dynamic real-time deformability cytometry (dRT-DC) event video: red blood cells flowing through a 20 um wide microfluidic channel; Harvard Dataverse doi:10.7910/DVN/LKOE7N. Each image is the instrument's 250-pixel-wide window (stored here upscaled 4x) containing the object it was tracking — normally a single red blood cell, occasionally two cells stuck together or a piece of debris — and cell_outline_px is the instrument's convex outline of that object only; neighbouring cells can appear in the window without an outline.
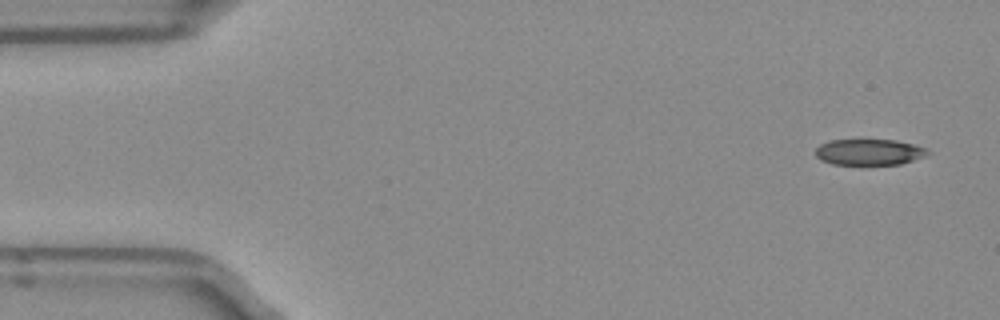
{"species": "Egyptian fruit bat (a non-hibernating species)", "species_latin": "Rousettus aegyptiacus", "temperature_condition": "room temperature", "stored_images_in_passage": 49, "camera_frame_rate_fps": 3000, "um_per_image_px": 0.085, "frame": {"image": 1, "passage_image": 1, "time_ms": 0.0, "image_size_px": [1000, 320], "cell_outline_px": [[928, 152], [924, 156], [900, 164], [832, 164], [820, 160], [816, 156], [816, 148], [820, 144], [828, 140], [896, 140], [912, 144], [924, 148]], "centroid_in_image_um": [73.81, 12.92], "position_along_channel_um": 11.2, "area_um2": 16.76}}
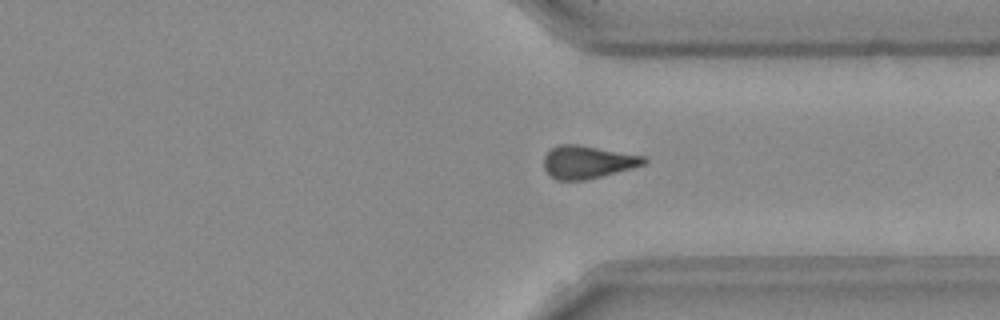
{"frame": {"image": 2, "passage_image": 36, "time_ms": 11.667, "image_size_px": [1000, 320], "cell_outline_px": [[648, 160], [644, 164], [632, 168], [584, 180], [556, 180], [544, 168], [544, 156], [552, 148], [560, 144], [580, 144], [648, 156]], "centroid_in_image_um": [49.98, 13.75], "position_along_channel_um": 361.4, "area_um2": 19.19}}
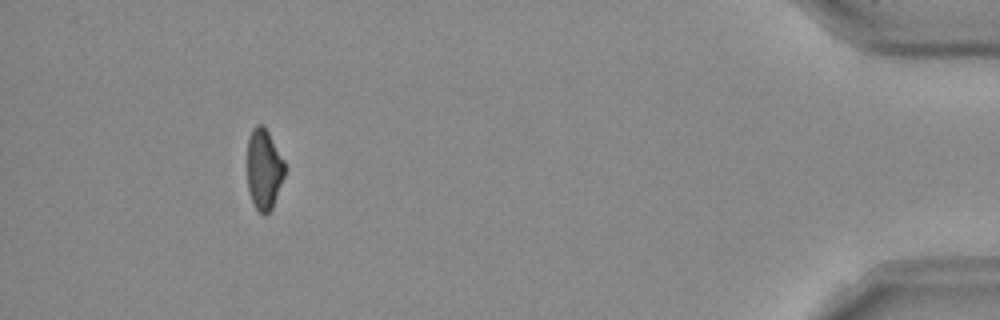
{"frame": {"image": 3, "passage_image": 45, "time_ms": 14.667, "image_size_px": [1000, 320], "cell_outline_px": [[288, 168], [272, 208], [264, 216], [256, 208], [248, 192], [248, 136], [252, 128], [256, 124], [264, 124], [284, 160]], "centroid_in_image_um": [22.46, 14.36], "position_along_channel_um": 412.7, "area_um2": 17.92}, "authors_computed_cell_mechanics": {"area_um2": 19.0162, "velocity_mm_per_s": 3.9712, "shape_relaxation_time_tau1_ms": 7.8501, "shape_relaxation_time_tau2_ms": 3.9388, "deformation_change_tau1": 0.1748, "deformation_change_tau2": 0.1279}}